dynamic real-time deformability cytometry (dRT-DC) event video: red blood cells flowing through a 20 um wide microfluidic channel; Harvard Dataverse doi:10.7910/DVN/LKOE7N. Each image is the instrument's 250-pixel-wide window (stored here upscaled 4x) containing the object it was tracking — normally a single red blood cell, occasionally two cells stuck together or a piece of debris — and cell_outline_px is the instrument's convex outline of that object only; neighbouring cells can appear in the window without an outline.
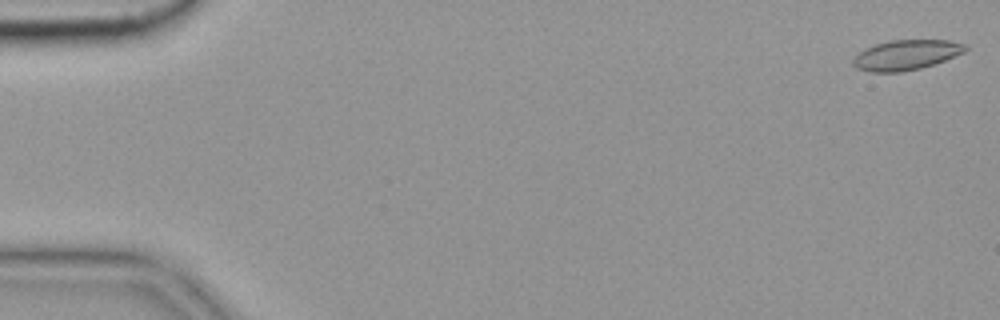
{"species": "common noctule bat (a hibernating species)", "species_latin": "Nyctalus noctula", "temperature_condition": "cold", "stored_images_in_passage": 10, "camera_frame_rate_fps": 3000, "um_per_image_px": 0.085, "animal": {"sex": "female", "body_mass_g": 19.9}, "frame": {"image": 1, "passage_image": 1, "time_ms": 0.0, "image_size_px": [1000, 320], "cell_outline_px": [[968, 48], [964, 52], [944, 60], [920, 68], [900, 72], [872, 72], [856, 68], [852, 64], [852, 60], [864, 48], [888, 40], [948, 40], [968, 44]], "centroid_in_image_um": [77.02, 4.66], "position_along_channel_um": 8.0, "area_um2": 19.59}}